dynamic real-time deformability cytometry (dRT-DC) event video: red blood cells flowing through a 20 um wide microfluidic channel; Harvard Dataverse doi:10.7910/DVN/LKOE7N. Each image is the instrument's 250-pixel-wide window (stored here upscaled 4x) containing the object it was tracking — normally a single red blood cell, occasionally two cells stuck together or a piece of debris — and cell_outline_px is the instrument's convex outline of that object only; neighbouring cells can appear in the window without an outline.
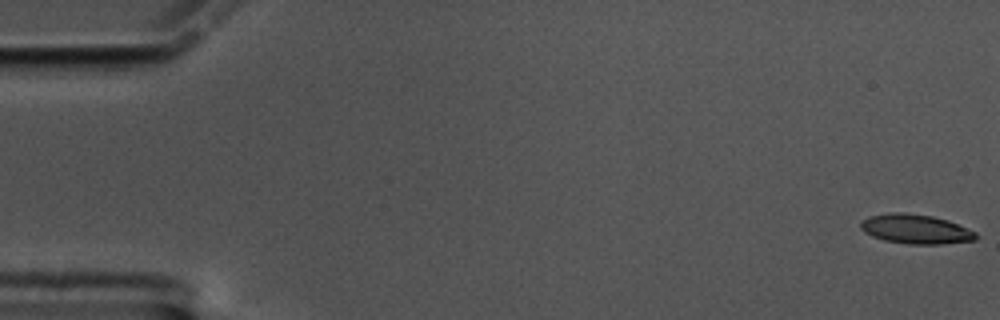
{"species": "common noctule bat (a hibernating species)", "species_latin": "Nyctalus noctula", "temperature_condition": "cold", "stored_images_in_passage": 59, "camera_frame_rate_fps": 3000, "um_per_image_px": 0.085, "animal": {"sex": "male", "body_mass_g": 17.5, "forearm_length_mm": 52.3}, "frame": {"image": 1, "passage_image": 1, "time_ms": 0.0, "image_size_px": [1000, 320], "cell_outline_px": [[980, 236], [976, 240], [940, 244], [908, 244], [884, 240], [872, 236], [864, 232], [860, 228], [860, 220], [868, 216], [892, 212], [904, 212], [932, 216], [948, 220], [976, 232]], "centroid_in_image_um": [77.82, 19.47], "position_along_channel_um": 7.2, "area_um2": 19.94}}
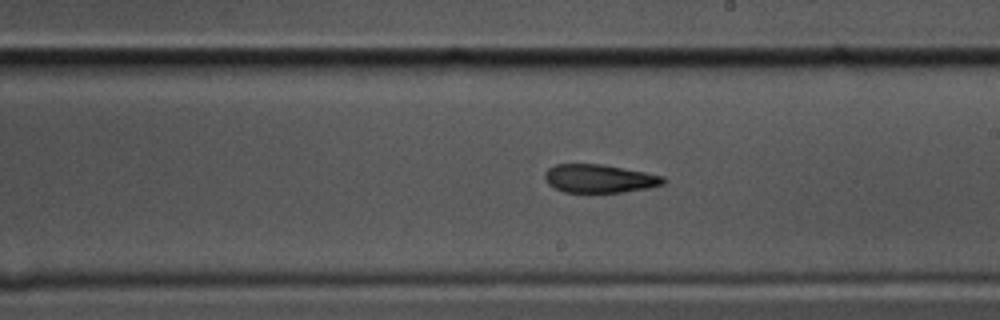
{"frame": {"image": 2, "passage_image": 34, "time_ms": 11.0, "image_size_px": [1000, 320], "cell_outline_px": [[664, 184], [648, 188], [624, 192], [564, 192], [548, 184], [544, 180], [544, 172], [548, 168], [556, 164], [604, 164], [664, 176]], "centroid_in_image_um": [50.92, 15.17], "position_along_channel_um": 238.1, "area_um2": 19.59}}
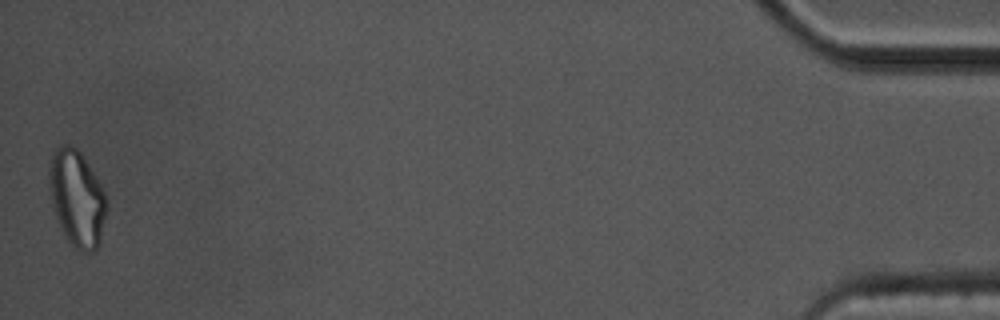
{"frame": {"image": 3, "passage_image": 59, "time_ms": 19.333, "image_size_px": [1000, 320], "cell_outline_px": [[104, 220], [100, 244], [92, 252], [80, 252], [72, 248], [64, 236], [60, 228], [56, 216], [52, 200], [48, 176], [48, 172], [52, 156], [56, 148], [64, 144], [68, 144], [76, 148], [80, 152], [96, 176], [104, 192]], "centroid_in_image_um": [6.51, 16.9], "position_along_channel_um": 428.7, "area_um2": 31.79}, "authors_computed_cell_mechanics": {"area_um2": 20.3456, "velocity_mm_per_s": 3.4059, "shape_relaxation_time_tau1_ms": null, "shape_relaxation_time_tau2_ms": 3.71, "deformation_change_tau1": null, "deformation_change_tau2": 0.1178}}